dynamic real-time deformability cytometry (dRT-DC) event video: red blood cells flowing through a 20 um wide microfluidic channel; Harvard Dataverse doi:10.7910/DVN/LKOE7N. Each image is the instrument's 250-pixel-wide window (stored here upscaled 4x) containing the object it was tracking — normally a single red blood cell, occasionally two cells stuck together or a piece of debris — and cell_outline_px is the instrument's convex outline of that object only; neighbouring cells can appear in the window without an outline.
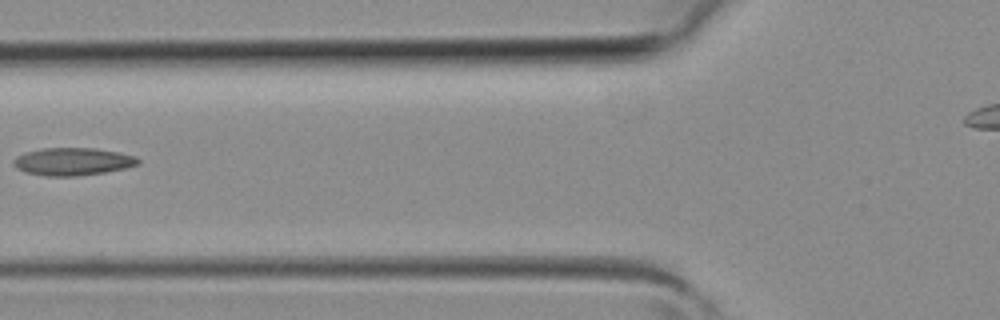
{"species": "common noctule bat (a hibernating species)", "species_latin": "Nyctalus noctula", "temperature_condition": "room temperature", "stored_images_in_passage": 3, "camera_frame_rate_fps": 3000, "um_per_image_px": 0.085, "animal": {"sex": "female", "body_mass_g": 19.3, "forearm_length_mm": 54.1}, "frame": {"image": 1, "passage_image": 3, "time_ms": 0.667, "image_size_px": [1000, 320], "cell_outline_px": [[140, 164], [124, 168], [104, 172], [76, 176], [44, 176], [24, 172], [16, 168], [12, 164], [12, 160], [16, 156], [24, 152], [44, 148], [96, 148], [136, 156], [140, 160]], "centroid_in_image_um": [6.13, 13.73], "position_along_channel_um": 119.7, "area_um2": 20.17}}